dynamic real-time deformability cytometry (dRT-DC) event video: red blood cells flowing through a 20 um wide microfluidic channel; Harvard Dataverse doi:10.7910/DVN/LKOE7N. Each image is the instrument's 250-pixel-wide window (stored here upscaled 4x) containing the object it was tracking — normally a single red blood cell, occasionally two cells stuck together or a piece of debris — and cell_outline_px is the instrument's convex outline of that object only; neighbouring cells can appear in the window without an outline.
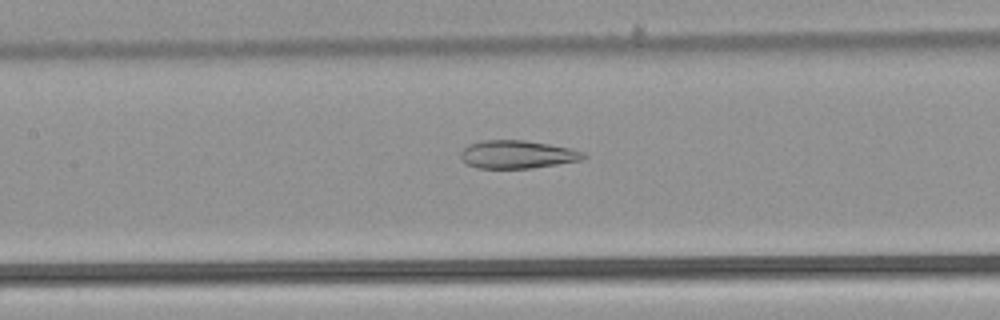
{"species": "common noctule bat (a hibernating species)", "species_latin": "Nyctalus noctula", "temperature_condition": "warm", "stored_images_in_passage": 53, "camera_frame_rate_fps": 3000, "um_per_image_px": 0.085, "animal": {"sex": "male", "body_mass_g": 21.5, "forearm_length_mm": 52.0}, "frame": {"image": 1, "passage_image": 25, "time_ms": 8.0, "image_size_px": [1000, 320], "cell_outline_px": [[588, 156], [580, 160], [532, 168], [476, 168], [468, 164], [460, 156], [460, 152], [468, 144], [484, 140], [524, 140], [548, 144], [568, 148], [584, 152]], "centroid_in_image_um": [43.95, 13.12], "position_along_channel_um": 163.5, "area_um2": 19.88}}
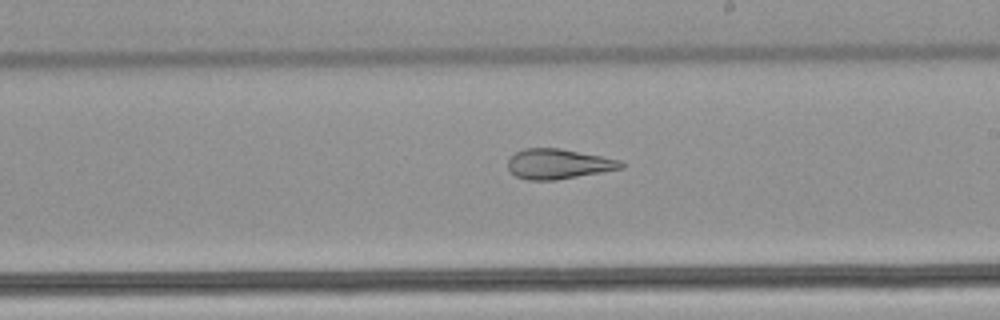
{"frame": {"image": 2, "passage_image": 31, "time_ms": 10.0, "image_size_px": [1000, 320], "cell_outline_px": [[624, 168], [556, 180], [528, 180], [516, 176], [508, 168], [508, 160], [516, 152], [524, 148], [560, 148], [620, 160], [624, 164]], "centroid_in_image_um": [47.46, 13.93], "position_along_channel_um": 241.5, "area_um2": 19.65}}
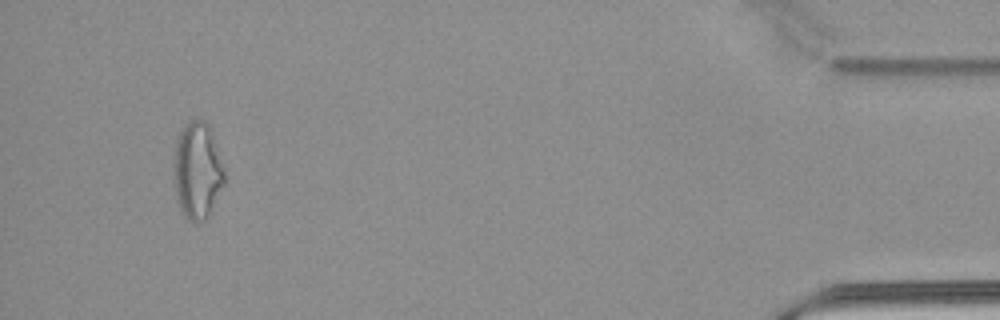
{"frame": {"image": 3, "passage_image": 50, "time_ms": 16.333, "image_size_px": [1000, 320], "cell_outline_px": [[224, 184], [208, 220], [188, 220], [184, 216], [180, 208], [176, 196], [176, 140], [180, 128], [184, 124], [192, 120], [204, 120], [212, 128], [224, 172]], "centroid_in_image_um": [16.82, 14.49], "position_along_channel_um": 418.4, "area_um2": 28.26}, "authors_computed_cell_mechanics": {"area_um2": 26.2412, "velocity_mm_per_s": 3.9177, "shape_relaxation_time_tau1_ms": null, "shape_relaxation_time_tau2_ms": 2.3851, "deformation_change_tau1": null, "deformation_change_tau2": 0.1136}}